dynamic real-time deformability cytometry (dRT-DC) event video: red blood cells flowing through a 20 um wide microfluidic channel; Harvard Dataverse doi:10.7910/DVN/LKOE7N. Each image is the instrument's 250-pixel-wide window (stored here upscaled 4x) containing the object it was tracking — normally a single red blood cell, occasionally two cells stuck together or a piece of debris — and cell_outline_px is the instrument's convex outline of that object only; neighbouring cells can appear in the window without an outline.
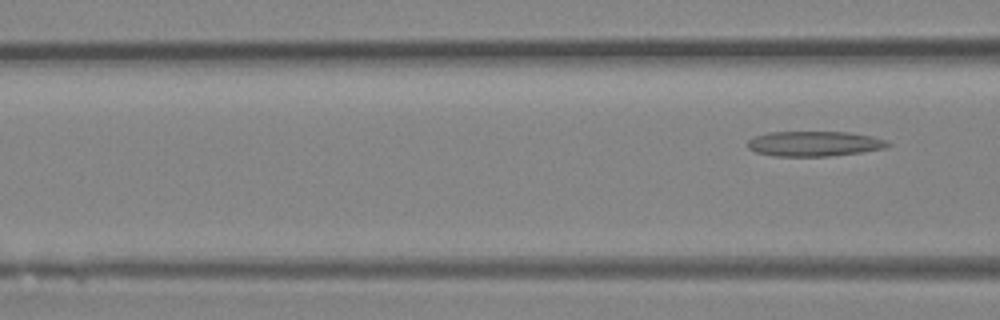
{"species": "Egyptian fruit bat (a non-hibernating species)", "species_latin": "Rousettus aegyptiacus", "temperature_condition": "room temperature", "stored_images_in_passage": 5, "camera_frame_rate_fps": 3000, "um_per_image_px": 0.085, "animal": {"sex": "female"}, "frame": {"image": 1, "passage_image": 5, "time_ms": 4.667, "image_size_px": [1000, 320], "cell_outline_px": [[892, 144], [884, 148], [860, 152], [832, 156], [772, 156], [756, 152], [748, 148], [748, 140], [756, 136], [768, 132], [848, 132], [872, 136], [888, 140]], "centroid_in_image_um": [69.23, 12.21], "position_along_channel_um": 97.4, "area_um2": 20.52}}